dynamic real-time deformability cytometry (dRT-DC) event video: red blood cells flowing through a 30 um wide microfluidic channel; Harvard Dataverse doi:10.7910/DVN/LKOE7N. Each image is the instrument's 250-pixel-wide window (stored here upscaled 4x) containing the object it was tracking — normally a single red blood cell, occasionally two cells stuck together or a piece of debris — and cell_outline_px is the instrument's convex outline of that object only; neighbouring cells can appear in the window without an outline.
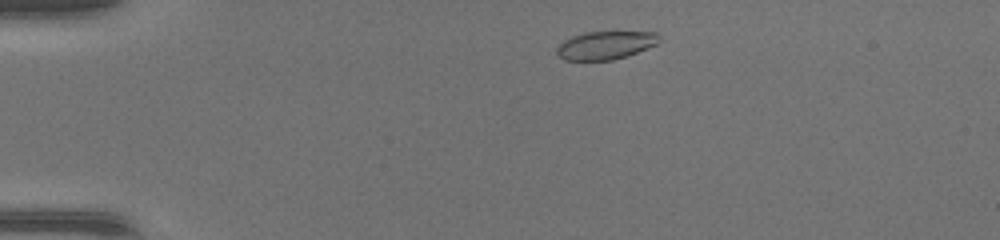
{"species": "common noctule bat (a hibernating species)", "species_latin": "Nyctalus noctula", "temperature_condition": "warm", "stored_images_in_passage": 40, "camera_frame_rate_fps": 3000, "um_per_image_px": 0.085, "animal": {"sex": "female", "body_mass_g": 17.0, "forearm_length_mm": 48.0}, "frame": {"image": 1, "passage_image": 3, "time_ms": 0.667, "image_size_px": [1000, 240], "cell_outline_px": [[660, 40], [656, 44], [648, 48], [628, 56], [612, 60], [564, 60], [556, 52], [556, 48], [564, 40], [572, 36], [584, 32], [656, 32], [660, 36]], "centroid_in_image_um": [51.48, 3.85], "position_along_channel_um": 33.5, "area_um2": 16.82}}
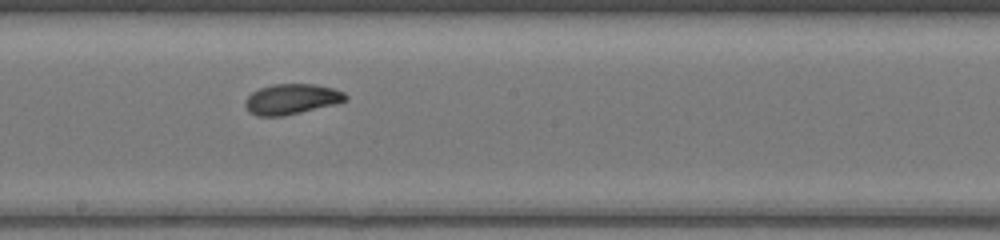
{"frame": {"image": 2, "passage_image": 20, "time_ms": 6.333, "image_size_px": [1000, 240], "cell_outline_px": [[348, 100], [336, 104], [284, 116], [256, 116], [248, 112], [244, 104], [244, 100], [252, 92], [260, 88], [272, 84], [316, 84], [332, 88], [344, 92], [348, 96]], "centroid_in_image_um": [24.78, 8.43], "position_along_channel_um": 223.4, "area_um2": 17.98}}
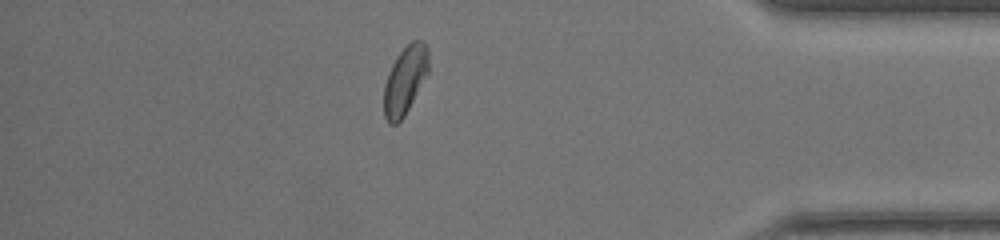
{"frame": {"image": 3, "passage_image": 34, "time_ms": 11.0, "image_size_px": [1000, 240], "cell_outline_px": [[428, 72], [404, 116], [396, 124], [388, 124], [384, 116], [384, 84], [388, 72], [396, 56], [412, 40], [424, 40], [428, 48]], "centroid_in_image_um": [34.41, 6.8], "position_along_channel_um": 400.8, "area_um2": 17.63}}